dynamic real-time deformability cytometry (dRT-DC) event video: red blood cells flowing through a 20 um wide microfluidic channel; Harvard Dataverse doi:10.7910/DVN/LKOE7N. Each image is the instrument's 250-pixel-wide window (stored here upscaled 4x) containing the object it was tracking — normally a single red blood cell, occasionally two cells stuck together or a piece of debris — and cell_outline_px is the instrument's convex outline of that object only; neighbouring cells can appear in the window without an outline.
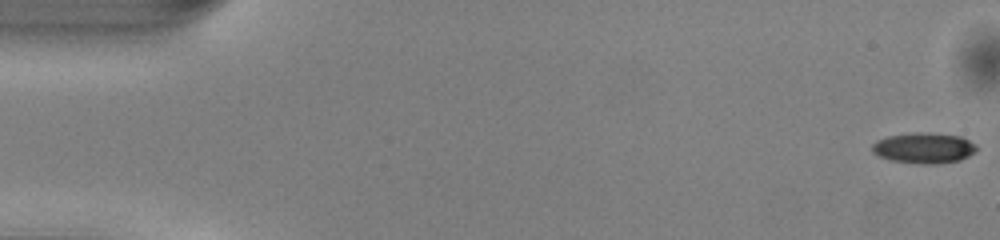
{"species": "common noctule bat (a hibernating species)", "species_latin": "Nyctalus noctula", "temperature_condition": "warm", "stored_images_in_passage": 8, "camera_frame_rate_fps": 3000, "um_per_image_px": 0.085, "animal": {"sex": "male", "body_mass_g": 13.0, "forearm_length_mm": 53.1}, "frame": {"image": 1, "passage_image": 1, "time_ms": 0.0, "image_size_px": [1000, 240], "cell_outline_px": [[976, 152], [960, 160], [936, 164], [924, 164], [892, 160], [880, 156], [872, 152], [872, 144], [876, 140], [888, 136], [920, 132], [924, 132], [960, 136], [976, 144]], "centroid_in_image_um": [78.54, 12.58], "position_along_channel_um": 6.5, "area_um2": 18.5}}